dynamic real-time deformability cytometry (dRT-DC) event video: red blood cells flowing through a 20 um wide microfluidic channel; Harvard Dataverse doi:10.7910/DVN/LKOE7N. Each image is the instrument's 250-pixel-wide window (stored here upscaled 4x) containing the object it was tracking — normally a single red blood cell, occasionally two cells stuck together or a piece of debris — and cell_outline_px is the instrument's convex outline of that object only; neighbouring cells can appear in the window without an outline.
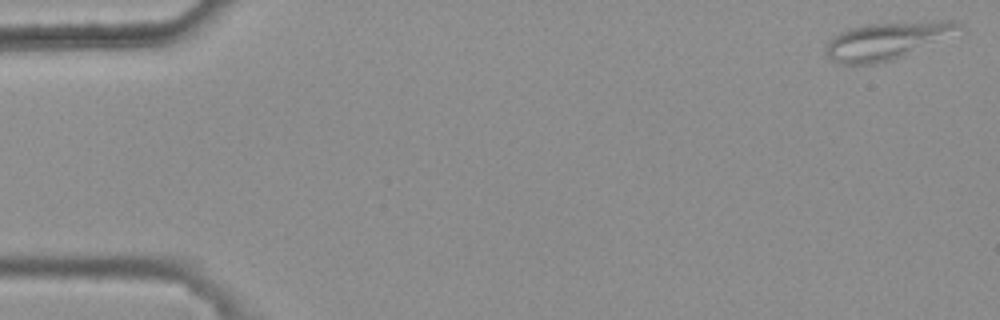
{"species": "common noctule bat (a hibernating species)", "species_latin": "Nyctalus noctula", "temperature_condition": "warm", "stored_images_in_passage": 48, "camera_frame_rate_fps": 3000, "um_per_image_px": 0.085, "animal": {"sex": "female", "body_mass_g": 25.1}, "frame": {"image": 1, "passage_image": 1, "time_ms": 0.0, "image_size_px": [1000, 320], "cell_outline_px": [[964, 28], [904, 56], [892, 60], [876, 64], [840, 64], [832, 60], [824, 52], [824, 48], [828, 40], [832, 36], [848, 28], [868, 24], [940, 20], [960, 20]], "centroid_in_image_um": [75.34, 3.45], "position_along_channel_um": 9.7, "area_um2": 29.02}}
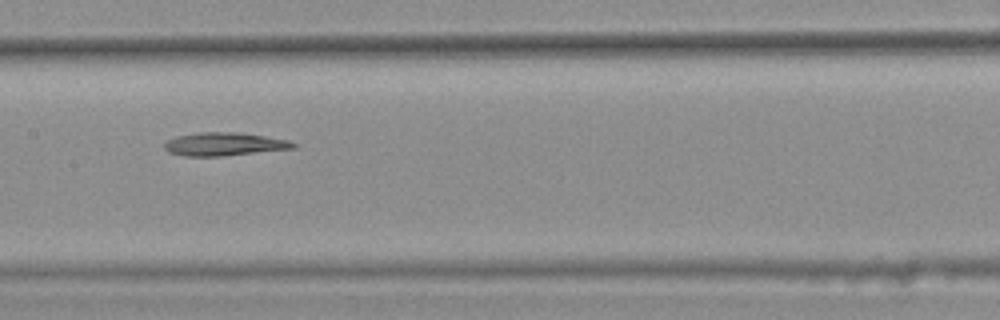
{"frame": {"image": 2, "passage_image": 26, "time_ms": 8.333, "image_size_px": [1000, 320], "cell_outline_px": [[296, 148], [220, 156], [184, 156], [168, 152], [164, 148], [164, 144], [168, 140], [176, 136], [200, 132], [236, 132], [264, 136], [288, 140], [296, 144]], "centroid_in_image_um": [19.03, 12.25], "position_along_channel_um": 188.4, "area_um2": 17.28}}
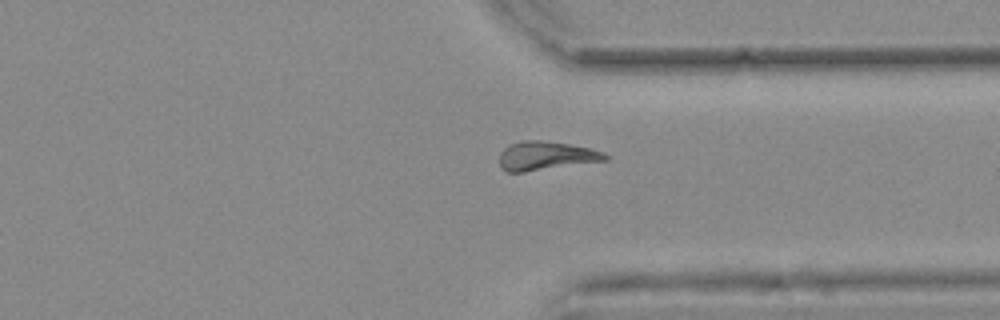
{"frame": {"image": 3, "passage_image": 40, "time_ms": 13.0, "image_size_px": [1000, 320], "cell_outline_px": [[608, 160], [524, 172], [508, 172], [500, 168], [500, 152], [508, 144], [520, 140], [544, 140], [568, 144], [588, 148], [604, 152], [608, 156]], "centroid_in_image_um": [46.36, 13.24], "position_along_channel_um": 365.0, "area_um2": 17.8}}